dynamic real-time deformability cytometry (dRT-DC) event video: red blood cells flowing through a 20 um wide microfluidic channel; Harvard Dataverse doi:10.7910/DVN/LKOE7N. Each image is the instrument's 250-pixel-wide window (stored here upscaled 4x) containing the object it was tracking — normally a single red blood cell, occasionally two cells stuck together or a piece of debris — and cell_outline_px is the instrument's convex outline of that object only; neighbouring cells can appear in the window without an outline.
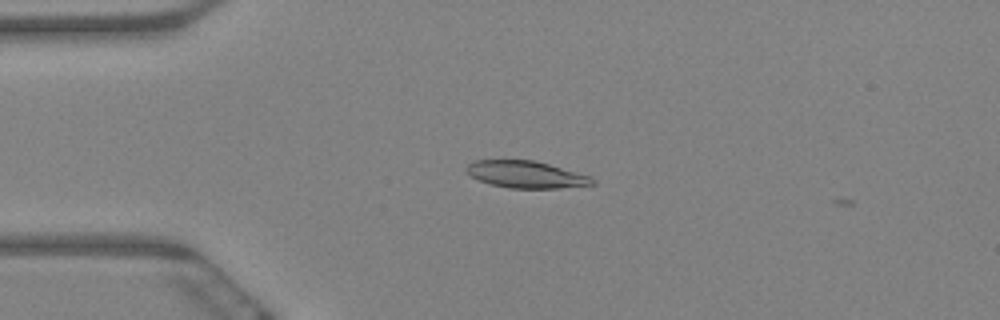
{"species": "Egyptian fruit bat (a non-hibernating species)", "species_latin": "Rousettus aegyptiacus", "temperature_condition": "warm", "stored_images_in_passage": 2, "camera_frame_rate_fps": 3000, "um_per_image_px": 0.085, "animal": {"sex": "female"}, "frame": {"image": 1, "passage_image": 1, "time_ms": 0.0, "image_size_px": [1000, 320], "cell_outline_px": [[596, 184], [560, 188], [508, 188], [492, 184], [480, 180], [472, 176], [464, 168], [468, 164], [476, 160], [532, 160], [548, 164], [592, 176], [596, 180]], "centroid_in_image_um": [44.76, 14.83], "position_along_channel_um": 40.2, "area_um2": 19.71}}